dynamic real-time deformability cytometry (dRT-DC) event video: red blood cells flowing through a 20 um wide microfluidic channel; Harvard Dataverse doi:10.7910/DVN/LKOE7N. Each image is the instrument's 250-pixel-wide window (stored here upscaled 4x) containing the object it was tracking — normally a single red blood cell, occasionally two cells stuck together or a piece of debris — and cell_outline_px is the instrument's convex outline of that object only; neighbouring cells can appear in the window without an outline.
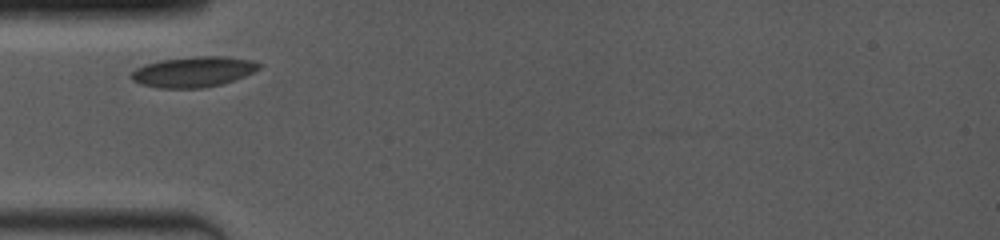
{"species": "common noctule bat (a hibernating species)", "species_latin": "Nyctalus noctula", "temperature_condition": "room temperature", "stored_images_in_passage": 46, "camera_frame_rate_fps": 4000, "um_per_image_px": 0.085, "animal": {"sex": "female", "body_mass_g": 19.0, "forearm_length_mm": 53.3}, "frame": {"image": 1, "passage_image": 1, "time_ms": 0.0, "image_size_px": [1000, 240], "cell_outline_px": [[260, 68], [244, 76], [220, 84], [204, 88], [156, 88], [140, 84], [132, 80], [128, 76], [136, 68], [144, 64], [160, 60], [192, 56], [224, 56], [252, 60], [260, 64]], "centroid_in_image_um": [16.38, 6.1], "position_along_channel_um": 68.6, "area_um2": 22.77}}
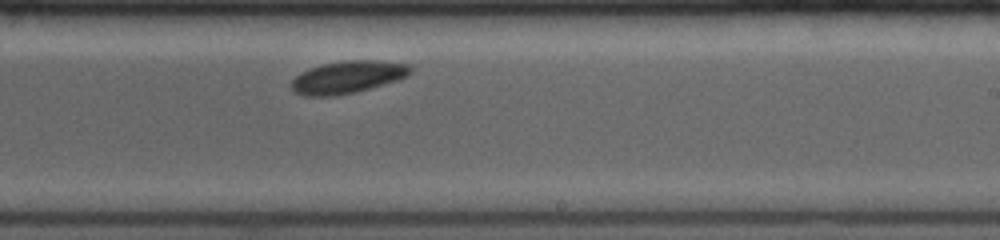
{"frame": {"image": 2, "passage_image": 24, "time_ms": 5.0, "image_size_px": [1000, 240], "cell_outline_px": [[412, 72], [408, 76], [384, 84], [352, 92], [332, 96], [304, 96], [292, 92], [292, 80], [300, 72], [320, 64], [344, 60], [376, 60], [408, 64], [412, 68]], "centroid_in_image_um": [29.52, 6.54], "position_along_channel_um": 259.5, "area_um2": 22.43}}
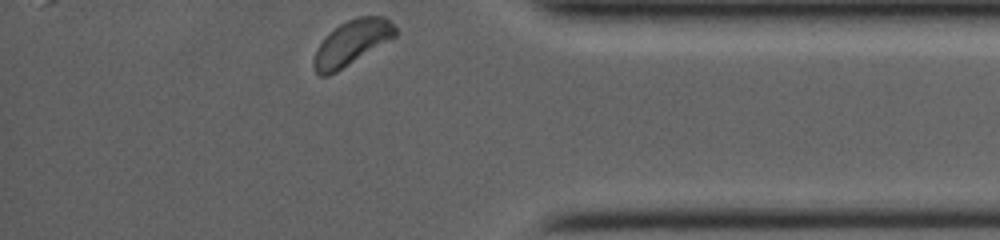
{"frame": {"image": 3, "passage_image": 46, "time_ms": 9.0, "image_size_px": [1000, 240], "cell_outline_px": [[396, 36], [392, 40], [336, 72], [328, 76], [320, 76], [316, 72], [312, 64], [312, 60], [316, 48], [324, 36], [340, 24], [356, 16], [384, 16], [396, 28]], "centroid_in_image_um": [29.88, 3.64], "position_along_channel_um": 405.3, "area_um2": 21.62}}